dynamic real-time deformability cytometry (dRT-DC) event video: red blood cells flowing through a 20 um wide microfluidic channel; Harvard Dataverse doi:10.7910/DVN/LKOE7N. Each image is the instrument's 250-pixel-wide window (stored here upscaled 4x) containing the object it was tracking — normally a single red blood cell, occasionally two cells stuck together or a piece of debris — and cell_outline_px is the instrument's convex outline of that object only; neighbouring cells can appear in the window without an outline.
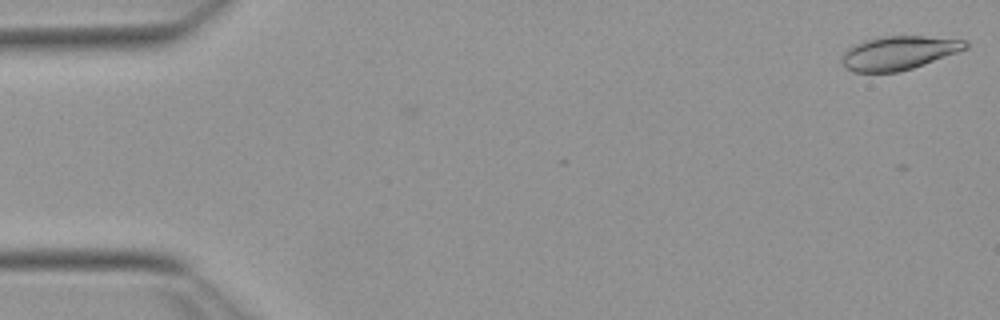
{"species": "Egyptian fruit bat (a non-hibernating species)", "species_latin": "Rousettus aegyptiacus", "temperature_condition": "warm", "stored_images_in_passage": 53, "camera_frame_rate_fps": 3000, "um_per_image_px": 0.085, "animal": {"sex": "female"}, "frame": {"image": 1, "passage_image": 1, "time_ms": 0.0, "image_size_px": [1000, 320], "cell_outline_px": [[968, 48], [924, 64], [912, 68], [896, 72], [852, 72], [844, 68], [840, 60], [840, 56], [848, 48], [864, 40], [884, 36], [924, 36], [968, 40]], "centroid_in_image_um": [76.35, 4.5], "position_along_channel_um": 8.6, "area_um2": 24.33}}
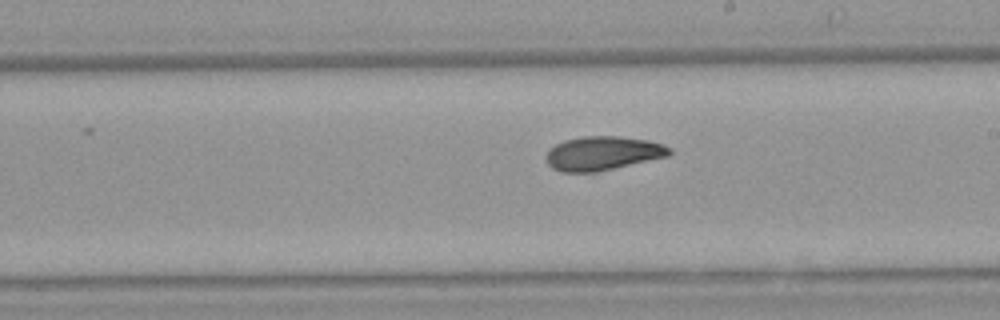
{"frame": {"image": 2, "passage_image": 30, "time_ms": 9.667, "image_size_px": [1000, 320], "cell_outline_px": [[672, 152], [668, 156], [596, 172], [560, 172], [552, 168], [548, 164], [544, 156], [556, 144], [564, 140], [584, 136], [620, 136], [648, 140], [664, 144], [672, 148]], "centroid_in_image_um": [51.24, 13.03], "position_along_channel_um": 237.8, "area_um2": 24.45}}
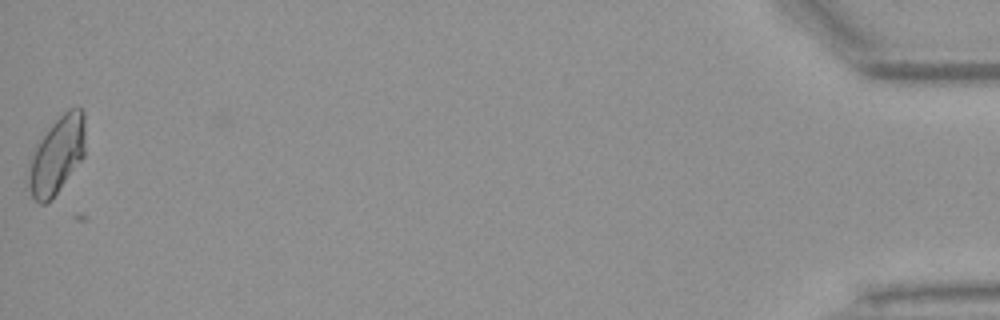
{"frame": {"image": 3, "passage_image": 53, "time_ms": 17.333, "image_size_px": [1000, 320], "cell_outline_px": [[84, 156], [52, 200], [44, 204], [40, 204], [32, 196], [28, 188], [28, 160], [36, 144], [48, 128], [68, 108], [80, 108], [84, 112]], "centroid_in_image_um": [4.8, 13.22], "position_along_channel_um": 430.4, "area_um2": 25.66}}